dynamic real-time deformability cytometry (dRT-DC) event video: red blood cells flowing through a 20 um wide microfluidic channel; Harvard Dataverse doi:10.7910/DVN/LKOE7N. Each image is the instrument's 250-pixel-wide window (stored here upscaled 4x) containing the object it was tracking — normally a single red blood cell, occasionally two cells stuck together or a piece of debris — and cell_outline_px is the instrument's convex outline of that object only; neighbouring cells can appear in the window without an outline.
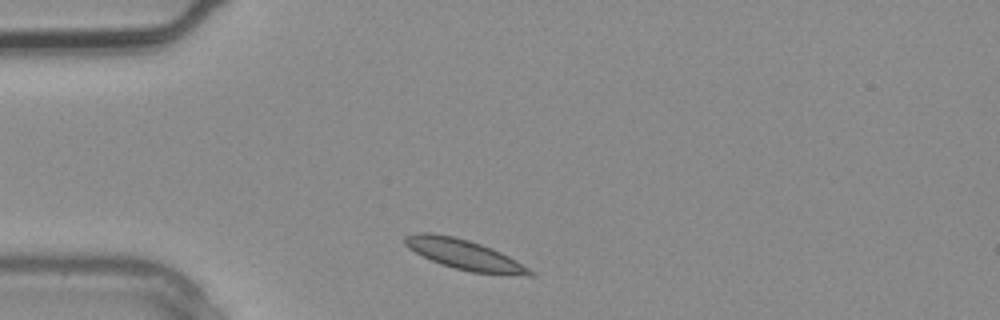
{"species": "common noctule bat (a hibernating species)", "species_latin": "Nyctalus noctula", "temperature_condition": "warm", "stored_images_in_passage": 2, "camera_frame_rate_fps": 3000, "um_per_image_px": 0.085, "animal": {"sex": "male", "body_mass_g": 20.4}, "frame": {"image": 1, "passage_image": 1, "time_ms": 0.0, "image_size_px": [1000, 320], "cell_outline_px": [[536, 272], [532, 276], [528, 276], [472, 272], [440, 264], [408, 248], [404, 244], [404, 236], [416, 232], [432, 232], [456, 236], [492, 248], [516, 260]], "centroid_in_image_um": [39.47, 21.62], "position_along_channel_um": 45.5, "area_um2": 21.91}}